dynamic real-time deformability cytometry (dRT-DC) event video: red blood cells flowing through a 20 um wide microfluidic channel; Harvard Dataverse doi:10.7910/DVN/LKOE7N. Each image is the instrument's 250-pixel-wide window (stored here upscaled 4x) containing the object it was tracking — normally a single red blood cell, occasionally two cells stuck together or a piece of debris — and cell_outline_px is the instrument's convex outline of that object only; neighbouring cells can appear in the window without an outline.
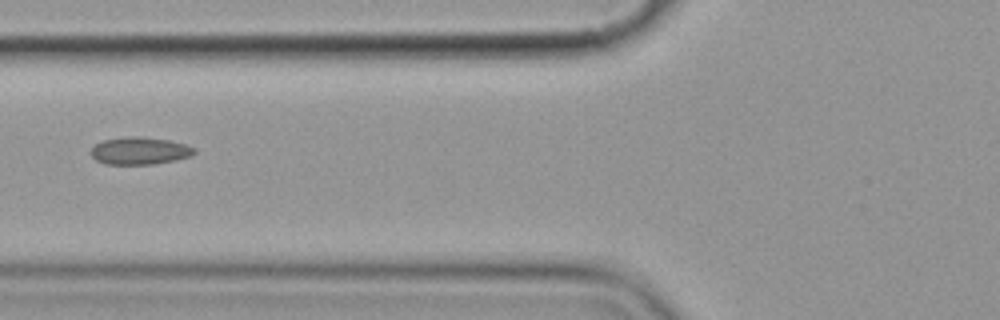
{"species": "common noctule bat (a hibernating species)", "species_latin": "Nyctalus noctula", "temperature_condition": "cold", "stored_images_in_passage": 8, "camera_frame_rate_fps": 3000, "um_per_image_px": 0.085, "animal": {"sex": "female", "body_mass_g": 19.9}, "frame": {"image": 1, "passage_image": 6, "time_ms": 5.667, "image_size_px": [1000, 320], "cell_outline_px": [[196, 152], [192, 156], [176, 160], [152, 164], [104, 164], [96, 160], [92, 156], [92, 148], [96, 144], [104, 140], [128, 136], [140, 136], [168, 140], [184, 144], [196, 148]], "centroid_in_image_um": [11.9, 12.82], "position_along_channel_um": 113.9, "area_um2": 16.47}}
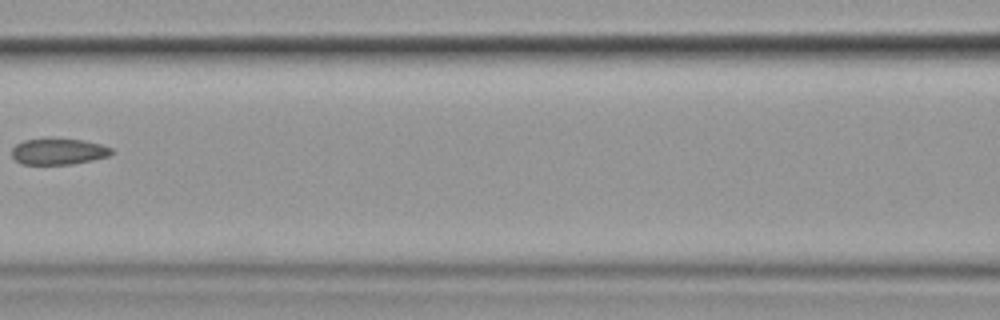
{"frame": {"image": 2, "passage_image": 7, "time_ms": 7.0, "image_size_px": [1000, 320], "cell_outline_px": [[116, 152], [108, 156], [92, 160], [72, 164], [20, 164], [12, 156], [12, 148], [16, 144], [24, 140], [84, 140], [100, 144], [112, 148]], "centroid_in_image_um": [5.0, 12.9], "position_along_channel_um": 161.6, "area_um2": 14.91}}
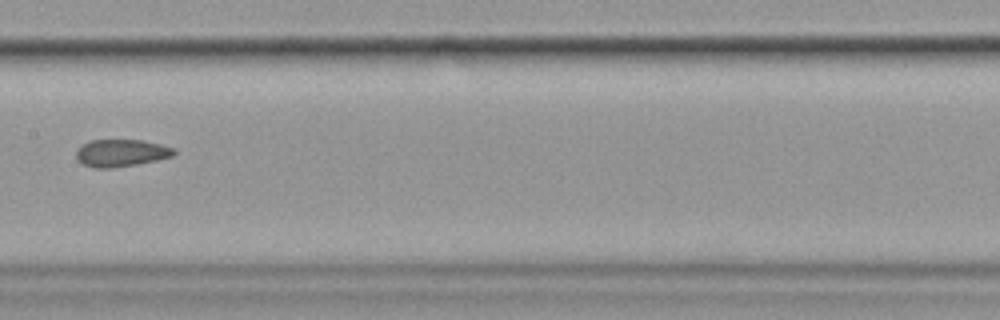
{"frame": {"image": 3, "passage_image": 8, "time_ms": 8.0, "image_size_px": [1000, 320], "cell_outline_px": [[176, 152], [172, 156], [156, 160], [136, 164], [112, 168], [96, 168], [84, 164], [76, 156], [76, 148], [92, 140], [140, 140], [160, 144], [172, 148]], "centroid_in_image_um": [10.28, 13.0], "position_along_channel_um": 197.1, "area_um2": 15.26}}